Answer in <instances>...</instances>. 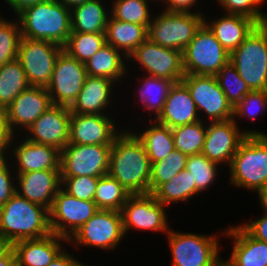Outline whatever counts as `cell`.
I'll list each match as a JSON object with an SVG mask.
<instances>
[{"label": "cell", "instance_id": "25", "mask_svg": "<svg viewBox=\"0 0 267 266\" xmlns=\"http://www.w3.org/2000/svg\"><path fill=\"white\" fill-rule=\"evenodd\" d=\"M12 153L18 163L17 173L60 169V151L52 146L25 139Z\"/></svg>", "mask_w": 267, "mask_h": 266}, {"label": "cell", "instance_id": "33", "mask_svg": "<svg viewBox=\"0 0 267 266\" xmlns=\"http://www.w3.org/2000/svg\"><path fill=\"white\" fill-rule=\"evenodd\" d=\"M191 173L186 169L178 173L172 180L163 183L154 193L156 200L163 206L173 202H187L190 197L199 194Z\"/></svg>", "mask_w": 267, "mask_h": 266}, {"label": "cell", "instance_id": "18", "mask_svg": "<svg viewBox=\"0 0 267 266\" xmlns=\"http://www.w3.org/2000/svg\"><path fill=\"white\" fill-rule=\"evenodd\" d=\"M52 105L47 88L40 86L26 88L4 110L9 134L14 135V127L17 125L27 130Z\"/></svg>", "mask_w": 267, "mask_h": 266}, {"label": "cell", "instance_id": "41", "mask_svg": "<svg viewBox=\"0 0 267 266\" xmlns=\"http://www.w3.org/2000/svg\"><path fill=\"white\" fill-rule=\"evenodd\" d=\"M218 165L217 162L209 160L203 153H199L188 156L185 169L192 174L191 178L196 189L202 192L215 181Z\"/></svg>", "mask_w": 267, "mask_h": 266}, {"label": "cell", "instance_id": "43", "mask_svg": "<svg viewBox=\"0 0 267 266\" xmlns=\"http://www.w3.org/2000/svg\"><path fill=\"white\" fill-rule=\"evenodd\" d=\"M98 179L90 176L61 177V186L75 198L94 201Z\"/></svg>", "mask_w": 267, "mask_h": 266}, {"label": "cell", "instance_id": "55", "mask_svg": "<svg viewBox=\"0 0 267 266\" xmlns=\"http://www.w3.org/2000/svg\"><path fill=\"white\" fill-rule=\"evenodd\" d=\"M11 245L6 239L0 234V255L4 253Z\"/></svg>", "mask_w": 267, "mask_h": 266}, {"label": "cell", "instance_id": "9", "mask_svg": "<svg viewBox=\"0 0 267 266\" xmlns=\"http://www.w3.org/2000/svg\"><path fill=\"white\" fill-rule=\"evenodd\" d=\"M112 145L67 143L60 152L61 177H102L109 172Z\"/></svg>", "mask_w": 267, "mask_h": 266}, {"label": "cell", "instance_id": "22", "mask_svg": "<svg viewBox=\"0 0 267 266\" xmlns=\"http://www.w3.org/2000/svg\"><path fill=\"white\" fill-rule=\"evenodd\" d=\"M198 114L189 90L179 81L170 88L163 109L155 119L156 122L172 129L200 121Z\"/></svg>", "mask_w": 267, "mask_h": 266}, {"label": "cell", "instance_id": "48", "mask_svg": "<svg viewBox=\"0 0 267 266\" xmlns=\"http://www.w3.org/2000/svg\"><path fill=\"white\" fill-rule=\"evenodd\" d=\"M14 136L7 130L4 110L0 109V156L4 155L9 146L12 145ZM11 144V145H10Z\"/></svg>", "mask_w": 267, "mask_h": 266}, {"label": "cell", "instance_id": "28", "mask_svg": "<svg viewBox=\"0 0 267 266\" xmlns=\"http://www.w3.org/2000/svg\"><path fill=\"white\" fill-rule=\"evenodd\" d=\"M106 44L123 51L125 58L147 39V29L137 23L122 22L112 16L108 19L105 31Z\"/></svg>", "mask_w": 267, "mask_h": 266}, {"label": "cell", "instance_id": "1", "mask_svg": "<svg viewBox=\"0 0 267 266\" xmlns=\"http://www.w3.org/2000/svg\"><path fill=\"white\" fill-rule=\"evenodd\" d=\"M151 168L145 147L135 133L124 131L114 138L108 174L129 194L150 193Z\"/></svg>", "mask_w": 267, "mask_h": 266}, {"label": "cell", "instance_id": "29", "mask_svg": "<svg viewBox=\"0 0 267 266\" xmlns=\"http://www.w3.org/2000/svg\"><path fill=\"white\" fill-rule=\"evenodd\" d=\"M108 18L100 0H87L71 9V33H105Z\"/></svg>", "mask_w": 267, "mask_h": 266}, {"label": "cell", "instance_id": "46", "mask_svg": "<svg viewBox=\"0 0 267 266\" xmlns=\"http://www.w3.org/2000/svg\"><path fill=\"white\" fill-rule=\"evenodd\" d=\"M6 155L0 156V208L16 193V187L13 184L12 174L6 163Z\"/></svg>", "mask_w": 267, "mask_h": 266}, {"label": "cell", "instance_id": "50", "mask_svg": "<svg viewBox=\"0 0 267 266\" xmlns=\"http://www.w3.org/2000/svg\"><path fill=\"white\" fill-rule=\"evenodd\" d=\"M63 250L55 260H53L48 266H86L84 263H80L76 258L74 259L71 254H67Z\"/></svg>", "mask_w": 267, "mask_h": 266}, {"label": "cell", "instance_id": "31", "mask_svg": "<svg viewBox=\"0 0 267 266\" xmlns=\"http://www.w3.org/2000/svg\"><path fill=\"white\" fill-rule=\"evenodd\" d=\"M153 125L136 136L143 143L151 164L163 160L175 149L171 128L150 120Z\"/></svg>", "mask_w": 267, "mask_h": 266}, {"label": "cell", "instance_id": "8", "mask_svg": "<svg viewBox=\"0 0 267 266\" xmlns=\"http://www.w3.org/2000/svg\"><path fill=\"white\" fill-rule=\"evenodd\" d=\"M63 47L50 41L21 37L17 60L25 71L30 86L47 87Z\"/></svg>", "mask_w": 267, "mask_h": 266}, {"label": "cell", "instance_id": "27", "mask_svg": "<svg viewBox=\"0 0 267 266\" xmlns=\"http://www.w3.org/2000/svg\"><path fill=\"white\" fill-rule=\"evenodd\" d=\"M204 23L214 33L216 39L229 53L238 48L258 23L242 15L227 14L210 23Z\"/></svg>", "mask_w": 267, "mask_h": 266}, {"label": "cell", "instance_id": "10", "mask_svg": "<svg viewBox=\"0 0 267 266\" xmlns=\"http://www.w3.org/2000/svg\"><path fill=\"white\" fill-rule=\"evenodd\" d=\"M98 210L94 201L80 200L60 188L49 210L51 232L69 240Z\"/></svg>", "mask_w": 267, "mask_h": 266}, {"label": "cell", "instance_id": "15", "mask_svg": "<svg viewBox=\"0 0 267 266\" xmlns=\"http://www.w3.org/2000/svg\"><path fill=\"white\" fill-rule=\"evenodd\" d=\"M137 60L148 76L177 83L185 76L182 52L163 47L148 38L127 59Z\"/></svg>", "mask_w": 267, "mask_h": 266}, {"label": "cell", "instance_id": "44", "mask_svg": "<svg viewBox=\"0 0 267 266\" xmlns=\"http://www.w3.org/2000/svg\"><path fill=\"white\" fill-rule=\"evenodd\" d=\"M227 14L242 15L252 18L258 24L267 23V14L259 10L258 5L264 0H218Z\"/></svg>", "mask_w": 267, "mask_h": 266}, {"label": "cell", "instance_id": "5", "mask_svg": "<svg viewBox=\"0 0 267 266\" xmlns=\"http://www.w3.org/2000/svg\"><path fill=\"white\" fill-rule=\"evenodd\" d=\"M229 62L252 91H267V23L252 30L230 53Z\"/></svg>", "mask_w": 267, "mask_h": 266}, {"label": "cell", "instance_id": "30", "mask_svg": "<svg viewBox=\"0 0 267 266\" xmlns=\"http://www.w3.org/2000/svg\"><path fill=\"white\" fill-rule=\"evenodd\" d=\"M115 47L105 44L86 63L87 75L105 77L114 81L126 76L127 67L124 62V55Z\"/></svg>", "mask_w": 267, "mask_h": 266}, {"label": "cell", "instance_id": "32", "mask_svg": "<svg viewBox=\"0 0 267 266\" xmlns=\"http://www.w3.org/2000/svg\"><path fill=\"white\" fill-rule=\"evenodd\" d=\"M30 85L21 63L15 59L0 67V109L6 110L12 101Z\"/></svg>", "mask_w": 267, "mask_h": 266}, {"label": "cell", "instance_id": "38", "mask_svg": "<svg viewBox=\"0 0 267 266\" xmlns=\"http://www.w3.org/2000/svg\"><path fill=\"white\" fill-rule=\"evenodd\" d=\"M112 5L111 16L114 19L122 22L137 23L146 29L152 21L148 0H114Z\"/></svg>", "mask_w": 267, "mask_h": 266}, {"label": "cell", "instance_id": "35", "mask_svg": "<svg viewBox=\"0 0 267 266\" xmlns=\"http://www.w3.org/2000/svg\"><path fill=\"white\" fill-rule=\"evenodd\" d=\"M106 44L105 33H71L63 50L79 62L86 63Z\"/></svg>", "mask_w": 267, "mask_h": 266}, {"label": "cell", "instance_id": "52", "mask_svg": "<svg viewBox=\"0 0 267 266\" xmlns=\"http://www.w3.org/2000/svg\"><path fill=\"white\" fill-rule=\"evenodd\" d=\"M16 256L12 246L0 255V266H15Z\"/></svg>", "mask_w": 267, "mask_h": 266}, {"label": "cell", "instance_id": "24", "mask_svg": "<svg viewBox=\"0 0 267 266\" xmlns=\"http://www.w3.org/2000/svg\"><path fill=\"white\" fill-rule=\"evenodd\" d=\"M114 82L105 77L87 75L77 99L70 107L71 113L104 114L113 96L111 87Z\"/></svg>", "mask_w": 267, "mask_h": 266}, {"label": "cell", "instance_id": "36", "mask_svg": "<svg viewBox=\"0 0 267 266\" xmlns=\"http://www.w3.org/2000/svg\"><path fill=\"white\" fill-rule=\"evenodd\" d=\"M202 122L172 128L175 149L187 156L202 153L207 128Z\"/></svg>", "mask_w": 267, "mask_h": 266}, {"label": "cell", "instance_id": "16", "mask_svg": "<svg viewBox=\"0 0 267 266\" xmlns=\"http://www.w3.org/2000/svg\"><path fill=\"white\" fill-rule=\"evenodd\" d=\"M164 207L152 193L130 195L121 210L124 234L130 228L168 232Z\"/></svg>", "mask_w": 267, "mask_h": 266}, {"label": "cell", "instance_id": "26", "mask_svg": "<svg viewBox=\"0 0 267 266\" xmlns=\"http://www.w3.org/2000/svg\"><path fill=\"white\" fill-rule=\"evenodd\" d=\"M233 238L234 246L230 260L237 266H267V243L251 236L242 226L224 230Z\"/></svg>", "mask_w": 267, "mask_h": 266}, {"label": "cell", "instance_id": "12", "mask_svg": "<svg viewBox=\"0 0 267 266\" xmlns=\"http://www.w3.org/2000/svg\"><path fill=\"white\" fill-rule=\"evenodd\" d=\"M124 236L121 212L99 209L68 242L110 250L116 248Z\"/></svg>", "mask_w": 267, "mask_h": 266}, {"label": "cell", "instance_id": "34", "mask_svg": "<svg viewBox=\"0 0 267 266\" xmlns=\"http://www.w3.org/2000/svg\"><path fill=\"white\" fill-rule=\"evenodd\" d=\"M130 195L116 179L107 174L98 179L94 202L98 209L121 212Z\"/></svg>", "mask_w": 267, "mask_h": 266}, {"label": "cell", "instance_id": "42", "mask_svg": "<svg viewBox=\"0 0 267 266\" xmlns=\"http://www.w3.org/2000/svg\"><path fill=\"white\" fill-rule=\"evenodd\" d=\"M21 37L19 22L0 17V67L17 59Z\"/></svg>", "mask_w": 267, "mask_h": 266}, {"label": "cell", "instance_id": "2", "mask_svg": "<svg viewBox=\"0 0 267 266\" xmlns=\"http://www.w3.org/2000/svg\"><path fill=\"white\" fill-rule=\"evenodd\" d=\"M49 210L15 193L0 208V234L12 246L50 235Z\"/></svg>", "mask_w": 267, "mask_h": 266}, {"label": "cell", "instance_id": "51", "mask_svg": "<svg viewBox=\"0 0 267 266\" xmlns=\"http://www.w3.org/2000/svg\"><path fill=\"white\" fill-rule=\"evenodd\" d=\"M5 1L9 4V6H11L14 12L18 15L25 8L33 6L43 0H5Z\"/></svg>", "mask_w": 267, "mask_h": 266}, {"label": "cell", "instance_id": "4", "mask_svg": "<svg viewBox=\"0 0 267 266\" xmlns=\"http://www.w3.org/2000/svg\"><path fill=\"white\" fill-rule=\"evenodd\" d=\"M229 168L234 187L257 192L267 185V135H247Z\"/></svg>", "mask_w": 267, "mask_h": 266}, {"label": "cell", "instance_id": "56", "mask_svg": "<svg viewBox=\"0 0 267 266\" xmlns=\"http://www.w3.org/2000/svg\"><path fill=\"white\" fill-rule=\"evenodd\" d=\"M216 266H237V265H235L230 259L228 261H222L219 258V260L217 261Z\"/></svg>", "mask_w": 267, "mask_h": 266}, {"label": "cell", "instance_id": "49", "mask_svg": "<svg viewBox=\"0 0 267 266\" xmlns=\"http://www.w3.org/2000/svg\"><path fill=\"white\" fill-rule=\"evenodd\" d=\"M159 1V0H158ZM167 3V8L164 11L168 12H190L197 0H160Z\"/></svg>", "mask_w": 267, "mask_h": 266}, {"label": "cell", "instance_id": "23", "mask_svg": "<svg viewBox=\"0 0 267 266\" xmlns=\"http://www.w3.org/2000/svg\"><path fill=\"white\" fill-rule=\"evenodd\" d=\"M61 241L68 239L51 233L40 239L21 240L12 247L17 266H48L63 251Z\"/></svg>", "mask_w": 267, "mask_h": 266}, {"label": "cell", "instance_id": "40", "mask_svg": "<svg viewBox=\"0 0 267 266\" xmlns=\"http://www.w3.org/2000/svg\"><path fill=\"white\" fill-rule=\"evenodd\" d=\"M221 90L224 92L227 101L234 108L247 93L252 90L242 80L236 68L228 62L223 68L215 75Z\"/></svg>", "mask_w": 267, "mask_h": 266}, {"label": "cell", "instance_id": "11", "mask_svg": "<svg viewBox=\"0 0 267 266\" xmlns=\"http://www.w3.org/2000/svg\"><path fill=\"white\" fill-rule=\"evenodd\" d=\"M173 255L171 266H216L219 260L217 235L167 233Z\"/></svg>", "mask_w": 267, "mask_h": 266}, {"label": "cell", "instance_id": "21", "mask_svg": "<svg viewBox=\"0 0 267 266\" xmlns=\"http://www.w3.org/2000/svg\"><path fill=\"white\" fill-rule=\"evenodd\" d=\"M19 190L16 193L30 202L50 210L53 200L61 188L60 169H47L27 173H17ZM21 191V192H20Z\"/></svg>", "mask_w": 267, "mask_h": 266}, {"label": "cell", "instance_id": "19", "mask_svg": "<svg viewBox=\"0 0 267 266\" xmlns=\"http://www.w3.org/2000/svg\"><path fill=\"white\" fill-rule=\"evenodd\" d=\"M105 114L71 113L68 143L77 145H112L119 134L113 119Z\"/></svg>", "mask_w": 267, "mask_h": 266}, {"label": "cell", "instance_id": "54", "mask_svg": "<svg viewBox=\"0 0 267 266\" xmlns=\"http://www.w3.org/2000/svg\"><path fill=\"white\" fill-rule=\"evenodd\" d=\"M63 6L72 9L73 7L83 4L87 0H57Z\"/></svg>", "mask_w": 267, "mask_h": 266}, {"label": "cell", "instance_id": "39", "mask_svg": "<svg viewBox=\"0 0 267 266\" xmlns=\"http://www.w3.org/2000/svg\"><path fill=\"white\" fill-rule=\"evenodd\" d=\"M140 99L142 104L149 110L156 112V117L163 109L168 93L174 82L154 76H148L142 82Z\"/></svg>", "mask_w": 267, "mask_h": 266}, {"label": "cell", "instance_id": "53", "mask_svg": "<svg viewBox=\"0 0 267 266\" xmlns=\"http://www.w3.org/2000/svg\"><path fill=\"white\" fill-rule=\"evenodd\" d=\"M260 204L264 208V212L267 213V185L257 191Z\"/></svg>", "mask_w": 267, "mask_h": 266}, {"label": "cell", "instance_id": "37", "mask_svg": "<svg viewBox=\"0 0 267 266\" xmlns=\"http://www.w3.org/2000/svg\"><path fill=\"white\" fill-rule=\"evenodd\" d=\"M188 156L174 149L163 160L152 163L150 193H154L163 183L172 180L185 169Z\"/></svg>", "mask_w": 267, "mask_h": 266}, {"label": "cell", "instance_id": "45", "mask_svg": "<svg viewBox=\"0 0 267 266\" xmlns=\"http://www.w3.org/2000/svg\"><path fill=\"white\" fill-rule=\"evenodd\" d=\"M258 109V110H257ZM267 110V91L256 90L251 91L233 108V116H248L251 121L261 111Z\"/></svg>", "mask_w": 267, "mask_h": 266}, {"label": "cell", "instance_id": "17", "mask_svg": "<svg viewBox=\"0 0 267 266\" xmlns=\"http://www.w3.org/2000/svg\"><path fill=\"white\" fill-rule=\"evenodd\" d=\"M247 135H266L258 131H239L234 118L225 121L211 122L206 128V136L202 153L218 164L225 162L229 166L239 144Z\"/></svg>", "mask_w": 267, "mask_h": 266}, {"label": "cell", "instance_id": "47", "mask_svg": "<svg viewBox=\"0 0 267 266\" xmlns=\"http://www.w3.org/2000/svg\"><path fill=\"white\" fill-rule=\"evenodd\" d=\"M242 227L254 238L267 243V213Z\"/></svg>", "mask_w": 267, "mask_h": 266}, {"label": "cell", "instance_id": "3", "mask_svg": "<svg viewBox=\"0 0 267 266\" xmlns=\"http://www.w3.org/2000/svg\"><path fill=\"white\" fill-rule=\"evenodd\" d=\"M16 16L22 37L50 41L63 47L71 34V9L57 0H43Z\"/></svg>", "mask_w": 267, "mask_h": 266}, {"label": "cell", "instance_id": "6", "mask_svg": "<svg viewBox=\"0 0 267 266\" xmlns=\"http://www.w3.org/2000/svg\"><path fill=\"white\" fill-rule=\"evenodd\" d=\"M185 75L215 76L230 60V53L203 23L182 52Z\"/></svg>", "mask_w": 267, "mask_h": 266}, {"label": "cell", "instance_id": "7", "mask_svg": "<svg viewBox=\"0 0 267 266\" xmlns=\"http://www.w3.org/2000/svg\"><path fill=\"white\" fill-rule=\"evenodd\" d=\"M201 12H168L153 17L147 28V38L166 48L183 52L204 23Z\"/></svg>", "mask_w": 267, "mask_h": 266}, {"label": "cell", "instance_id": "20", "mask_svg": "<svg viewBox=\"0 0 267 266\" xmlns=\"http://www.w3.org/2000/svg\"><path fill=\"white\" fill-rule=\"evenodd\" d=\"M71 111L69 107L52 105L27 130V140L52 146L60 152L69 139Z\"/></svg>", "mask_w": 267, "mask_h": 266}, {"label": "cell", "instance_id": "13", "mask_svg": "<svg viewBox=\"0 0 267 266\" xmlns=\"http://www.w3.org/2000/svg\"><path fill=\"white\" fill-rule=\"evenodd\" d=\"M86 77L85 63L79 62L63 50L56 60L51 82L46 87L52 104L70 108Z\"/></svg>", "mask_w": 267, "mask_h": 266}, {"label": "cell", "instance_id": "14", "mask_svg": "<svg viewBox=\"0 0 267 266\" xmlns=\"http://www.w3.org/2000/svg\"><path fill=\"white\" fill-rule=\"evenodd\" d=\"M181 81L186 85L197 111H203L211 122L234 118L233 107L227 101L215 76L185 75Z\"/></svg>", "mask_w": 267, "mask_h": 266}]
</instances>
